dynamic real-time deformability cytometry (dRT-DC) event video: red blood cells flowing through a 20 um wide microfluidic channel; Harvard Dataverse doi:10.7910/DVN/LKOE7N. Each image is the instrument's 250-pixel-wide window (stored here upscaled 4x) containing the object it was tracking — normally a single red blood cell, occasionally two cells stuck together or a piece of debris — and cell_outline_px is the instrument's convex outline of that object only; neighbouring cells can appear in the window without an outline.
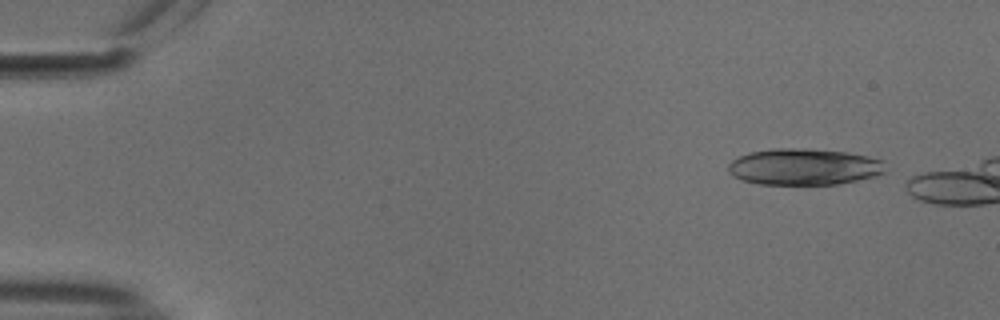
{"species": "common noctule bat (a hibernating species)", "species_latin": "Nyctalus noctula", "temperature_condition": "cold", "stored_images_in_passage": 7, "camera_frame_rate_fps": 3000, "um_per_image_px": 0.085, "animal": {"sex": "male", "body_mass_g": 18.8}, "frame": {"image": 1, "passage_image": 2, "time_ms": 0.333, "image_size_px": [1000, 320], "cell_outline_px": [[888, 172], [840, 184], [760, 184], [740, 180], [732, 176], [728, 172], [728, 164], [732, 160], [740, 156], [752, 152], [772, 148], [808, 148], [844, 152], [868, 156], [884, 160]], "centroid_in_image_um": [68.35, 14.17], "position_along_channel_um": 16.7, "area_um2": 33.58}}